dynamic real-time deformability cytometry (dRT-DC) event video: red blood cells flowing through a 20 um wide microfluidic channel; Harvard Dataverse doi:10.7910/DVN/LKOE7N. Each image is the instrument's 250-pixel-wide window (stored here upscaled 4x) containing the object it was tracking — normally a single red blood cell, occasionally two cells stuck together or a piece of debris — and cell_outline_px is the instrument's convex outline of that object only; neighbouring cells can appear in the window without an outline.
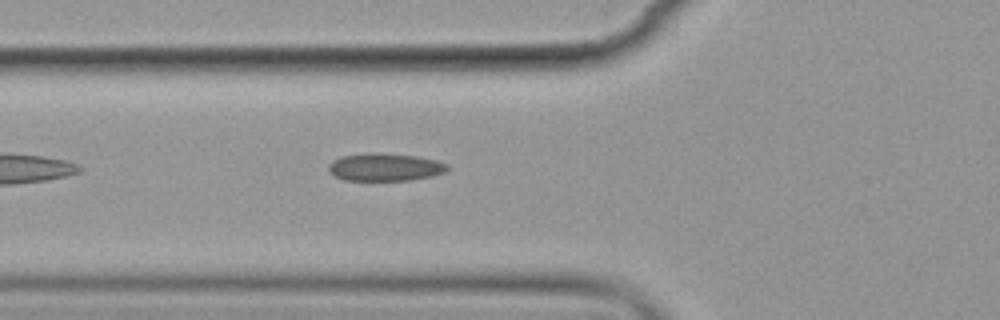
{"species": "common noctule bat (a hibernating species)", "species_latin": "Nyctalus noctula", "temperature_condition": "cold", "stored_images_in_passage": 2, "camera_frame_rate_fps": 3000, "um_per_image_px": 0.085, "animal": {"sex": "female", "body_mass_g": 19.9}, "frame": {"image": 1, "passage_image": 2, "time_ms": 1.333, "image_size_px": [1000, 320], "cell_outline_px": [[448, 168], [444, 172], [432, 176], [412, 180], [344, 180], [336, 176], [328, 168], [328, 164], [332, 160], [340, 156], [364, 152], [376, 152], [416, 156], [436, 160], [448, 164]], "centroid_in_image_um": [32.7, 14.19], "position_along_channel_um": 93.1, "area_um2": 19.31}}